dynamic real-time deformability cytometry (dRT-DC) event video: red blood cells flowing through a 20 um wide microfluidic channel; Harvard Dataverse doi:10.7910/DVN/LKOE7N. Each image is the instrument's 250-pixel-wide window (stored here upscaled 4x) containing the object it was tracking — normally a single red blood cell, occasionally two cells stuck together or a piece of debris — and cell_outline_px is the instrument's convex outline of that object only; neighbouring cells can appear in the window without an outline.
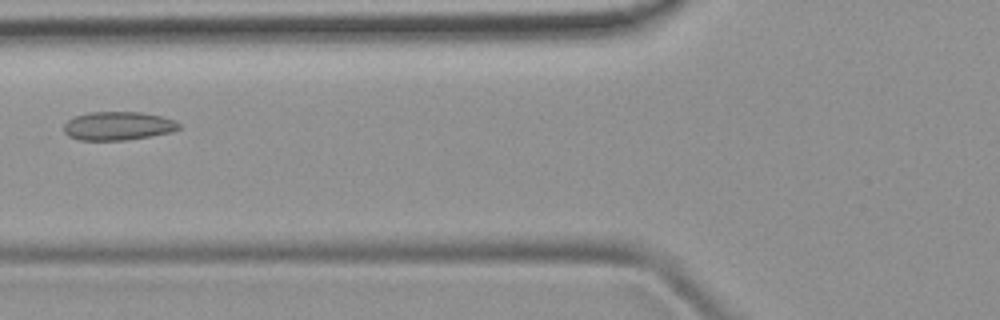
{"species": "common noctule bat (a hibernating species)", "species_latin": "Nyctalus noctula", "temperature_condition": "room temperature", "stored_images_in_passage": 7, "camera_frame_rate_fps": 3000, "um_per_image_px": 0.085, "animal": {"sex": "female", "body_mass_g": 19.9}, "frame": {"image": 1, "passage_image": 5, "time_ms": 5.667, "image_size_px": [1000, 320], "cell_outline_px": [[180, 128], [172, 132], [124, 140], [80, 140], [68, 136], [64, 132], [64, 124], [72, 116], [88, 112], [140, 112], [160, 116], [176, 120], [180, 124]], "centroid_in_image_um": [10.01, 10.69], "position_along_channel_um": 115.8, "area_um2": 19.19}}
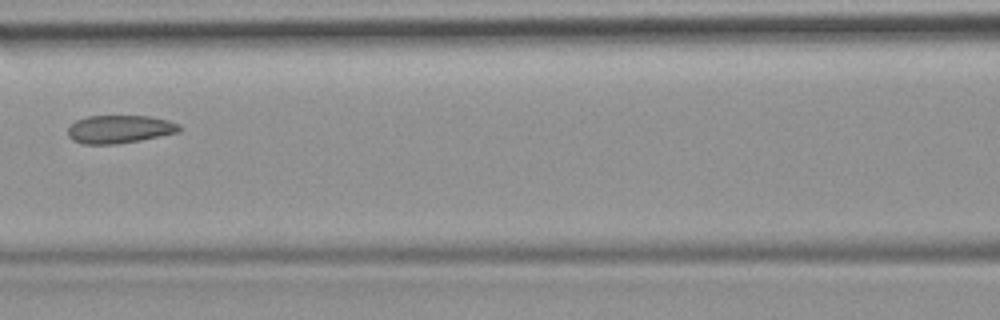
{"frame": {"image": 2, "passage_image": 6, "time_ms": 6.667, "image_size_px": [1000, 320], "cell_outline_px": [[180, 132], [140, 140], [116, 144], [80, 144], [72, 140], [68, 136], [68, 128], [76, 120], [88, 116], [148, 116], [168, 120], [180, 124]], "centroid_in_image_um": [10.15, 10.98], "position_along_channel_um": 156.4, "area_um2": 18.26}}
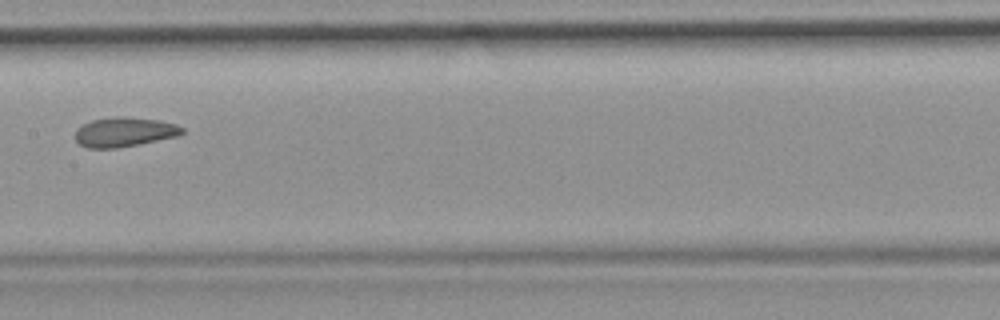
{"frame": {"image": 3, "passage_image": 7, "time_ms": 7.667, "image_size_px": [1000, 320], "cell_outline_px": [[184, 132], [176, 136], [116, 148], [88, 148], [80, 144], [76, 140], [76, 128], [92, 120], [112, 116], [124, 116], [160, 120], [176, 124], [184, 128]], "centroid_in_image_um": [10.56, 11.2], "position_along_channel_um": 196.8, "area_um2": 18.26}}